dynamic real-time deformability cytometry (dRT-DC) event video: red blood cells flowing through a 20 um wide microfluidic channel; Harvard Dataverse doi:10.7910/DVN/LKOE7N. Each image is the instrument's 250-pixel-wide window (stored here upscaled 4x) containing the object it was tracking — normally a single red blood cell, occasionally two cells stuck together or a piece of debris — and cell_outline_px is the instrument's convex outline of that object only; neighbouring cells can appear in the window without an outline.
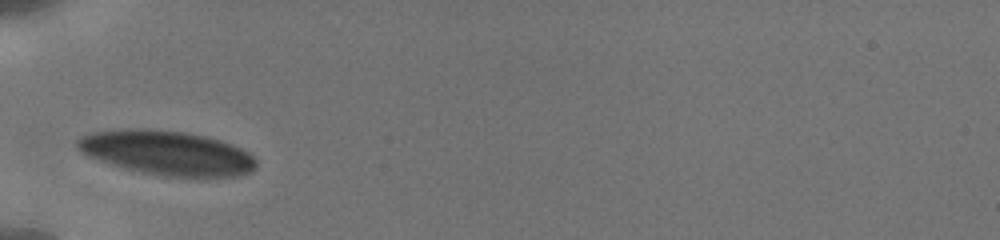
{"species": "human", "species_latin": "Homo sapiens", "temperature_condition": "cold", "stored_images_in_passage": 7, "camera_frame_rate_fps": 3000, "um_per_image_px": 0.085, "donor": {"sex": "male"}, "frame": {"image": 1, "passage_image": 1, "time_ms": 0.0, "image_size_px": [1000, 240], "cell_outline_px": [[256, 168], [252, 172], [236, 176], [164, 176], [140, 172], [112, 164], [88, 156], [80, 152], [76, 148], [76, 140], [80, 136], [92, 132], [128, 128], [148, 128], [184, 132], [208, 136], [232, 144], [248, 152], [256, 160]], "centroid_in_image_um": [14.17, 12.97], "position_along_channel_um": 70.8, "area_um2": 46.36}}
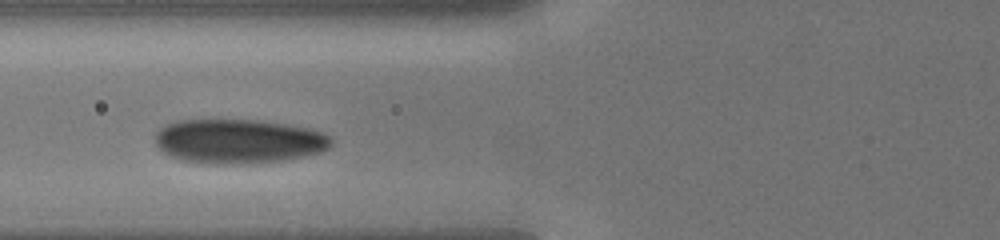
{"frame": {"image": 2, "passage_image": 6, "time_ms": 1.0, "image_size_px": [1000, 240], "cell_outline_px": [[332, 144], [328, 148], [320, 152], [304, 156], [284, 160], [248, 164], [212, 164], [180, 160], [164, 152], [156, 144], [156, 132], [164, 124], [172, 120], [260, 120], [288, 124], [308, 128], [324, 132], [332, 140]], "centroid_in_image_um": [20.27, 12.0], "position_along_channel_um": 105.5, "area_um2": 45.84}}